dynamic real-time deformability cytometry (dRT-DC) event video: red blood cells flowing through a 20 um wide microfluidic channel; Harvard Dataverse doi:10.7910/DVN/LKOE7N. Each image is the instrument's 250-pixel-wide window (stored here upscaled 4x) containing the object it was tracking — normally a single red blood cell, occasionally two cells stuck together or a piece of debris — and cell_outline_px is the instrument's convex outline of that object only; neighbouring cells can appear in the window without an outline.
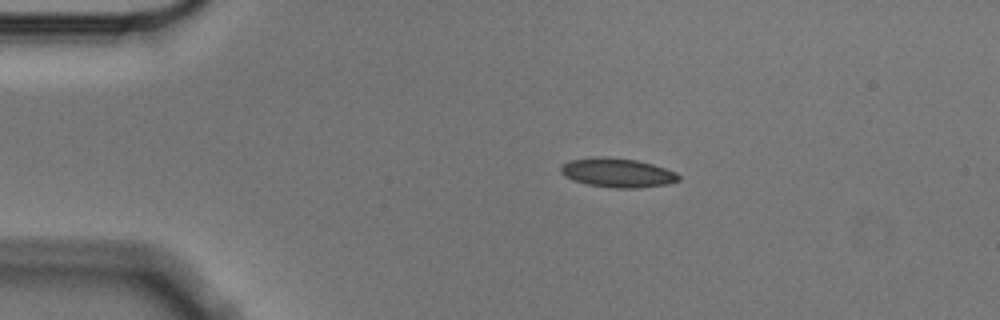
{"species": "Egyptian fruit bat (a non-hibernating species)", "species_latin": "Rousettus aegyptiacus", "temperature_condition": "cold", "stored_images_in_passage": 3, "camera_frame_rate_fps": 3000, "um_per_image_px": 0.085, "animal": {"sex": "male"}, "frame": {"image": 1, "passage_image": 1, "time_ms": 0.0, "image_size_px": [1000, 320], "cell_outline_px": [[680, 180], [668, 184], [636, 188], [612, 188], [584, 184], [572, 180], [564, 176], [560, 172], [560, 168], [564, 164], [572, 160], [636, 160], [652, 164], [676, 172], [680, 176]], "centroid_in_image_um": [52.54, 14.76], "position_along_channel_um": 32.5, "area_um2": 19.07}}
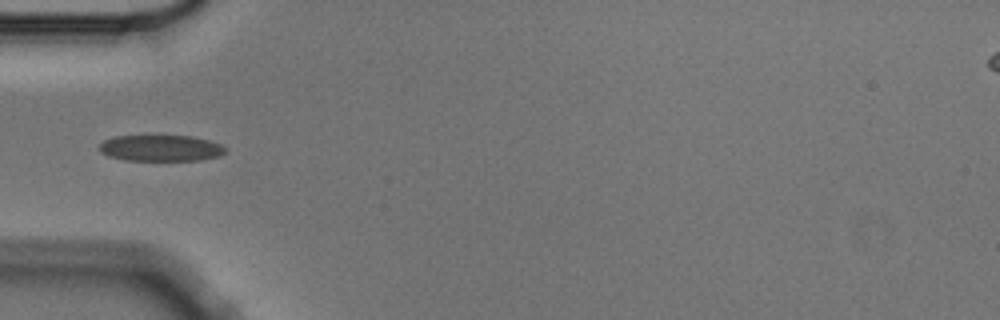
{"frame": {"image": 2, "passage_image": 3, "time_ms": 0.667, "image_size_px": [1000, 320], "cell_outline_px": [[224, 152], [220, 156], [200, 160], [124, 160], [108, 156], [100, 152], [100, 144], [104, 140], [116, 136], [192, 136], [208, 140], [220, 144], [224, 148]], "centroid_in_image_um": [13.64, 12.59], "position_along_channel_um": 71.4, "area_um2": 19.07}}